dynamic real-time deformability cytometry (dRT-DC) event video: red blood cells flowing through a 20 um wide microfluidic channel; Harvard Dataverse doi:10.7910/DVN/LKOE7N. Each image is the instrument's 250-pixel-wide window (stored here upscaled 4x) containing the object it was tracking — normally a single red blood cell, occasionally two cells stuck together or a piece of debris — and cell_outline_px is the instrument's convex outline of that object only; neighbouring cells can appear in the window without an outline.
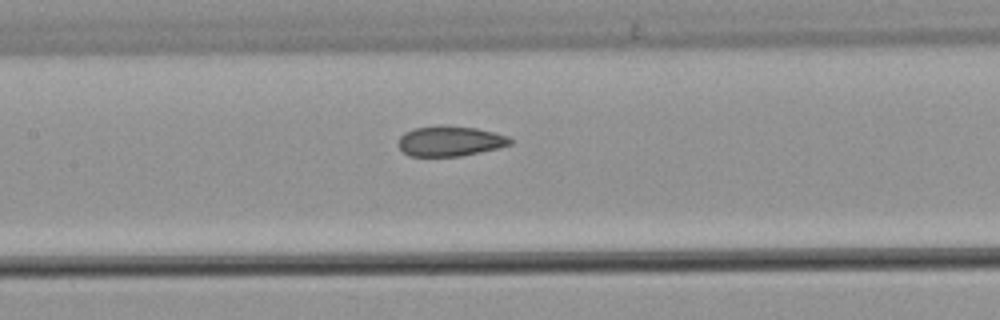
{"species": "common noctule bat (a hibernating species)", "species_latin": "Nyctalus noctula", "temperature_condition": "warm", "stored_images_in_passage": 10, "camera_frame_rate_fps": 3000, "um_per_image_px": 0.085, "animal": {"sex": "male", "body_mass_g": 21.5, "forearm_length_mm": 52.0}, "frame": {"image": 1, "passage_image": 10, "time_ms": 3.0, "image_size_px": [1000, 320], "cell_outline_px": [[516, 140], [512, 144], [500, 148], [460, 156], [408, 156], [400, 148], [400, 136], [404, 132], [416, 128], [476, 128], [508, 136]], "centroid_in_image_um": [38.33, 12.04], "position_along_channel_um": 169.1, "area_um2": 18.96}}